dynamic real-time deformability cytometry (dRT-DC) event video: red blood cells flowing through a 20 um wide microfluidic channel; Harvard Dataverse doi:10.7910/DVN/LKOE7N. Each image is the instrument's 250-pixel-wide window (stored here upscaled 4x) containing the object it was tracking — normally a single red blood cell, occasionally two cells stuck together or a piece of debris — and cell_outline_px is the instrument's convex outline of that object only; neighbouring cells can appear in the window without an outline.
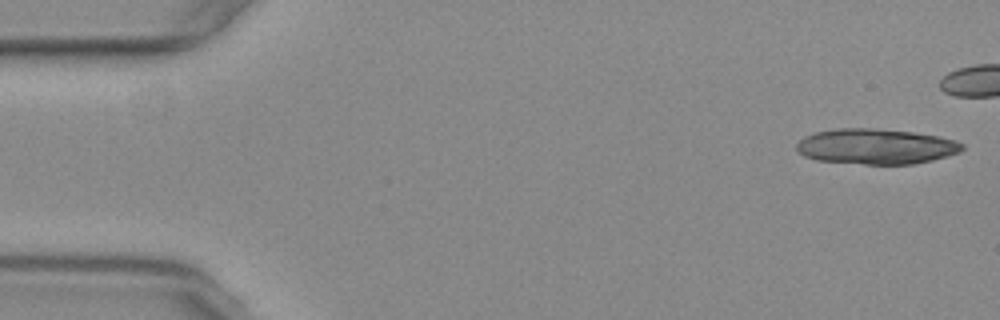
{"species": "common noctule bat (a hibernating species)", "species_latin": "Nyctalus noctula", "temperature_condition": "warm", "stored_images_in_passage": 14, "camera_frame_rate_fps": 3000, "um_per_image_px": 0.085, "animal": {"sex": "female", "body_mass_g": 29.2, "forearm_length_mm": 56.3}, "frame": {"image": 1, "passage_image": 1, "time_ms": 0.0, "image_size_px": [1000, 320], "cell_outline_px": [[964, 148], [960, 152], [932, 160], [912, 164], [864, 164], [816, 160], [804, 156], [796, 152], [796, 144], [804, 136], [816, 132], [836, 128], [876, 128], [912, 132], [936, 136], [956, 140], [964, 144]], "centroid_in_image_um": [74.43, 12.45], "position_along_channel_um": 10.6, "area_um2": 34.28}}